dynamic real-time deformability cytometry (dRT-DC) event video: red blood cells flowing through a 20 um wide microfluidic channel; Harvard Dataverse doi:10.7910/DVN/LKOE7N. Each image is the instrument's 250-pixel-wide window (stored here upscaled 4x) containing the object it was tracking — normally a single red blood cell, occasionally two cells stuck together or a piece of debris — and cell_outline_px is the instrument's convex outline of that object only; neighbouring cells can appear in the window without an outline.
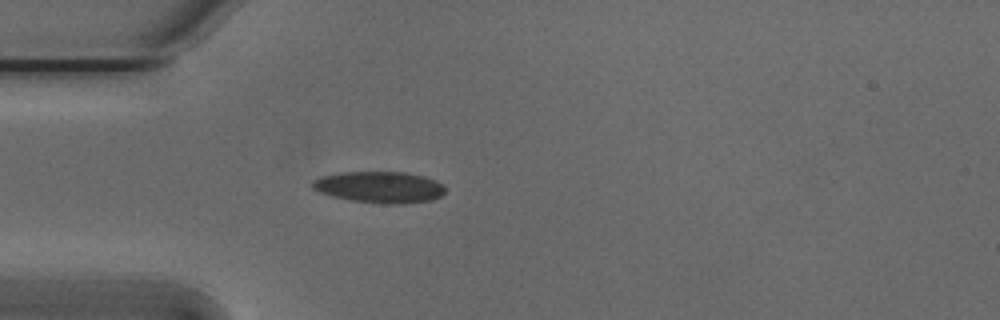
{"species": "Egyptian fruit bat (a non-hibernating species)", "species_latin": "Rousettus aegyptiacus", "temperature_condition": "cold", "stored_images_in_passage": 42, "camera_frame_rate_fps": 3000, "um_per_image_px": 0.085, "animal": {"sex": "male"}, "frame": {"image": 1, "passage_image": 4, "time_ms": 1.0, "image_size_px": [1000, 320], "cell_outline_px": [[444, 192], [440, 196], [432, 200], [404, 204], [384, 204], [352, 200], [332, 196], [320, 192], [312, 188], [312, 180], [320, 176], [340, 172], [404, 172], [424, 176], [436, 180], [444, 184]], "centroid_in_image_um": [32.27, 15.9], "position_along_channel_um": 52.7, "area_um2": 24.45}}
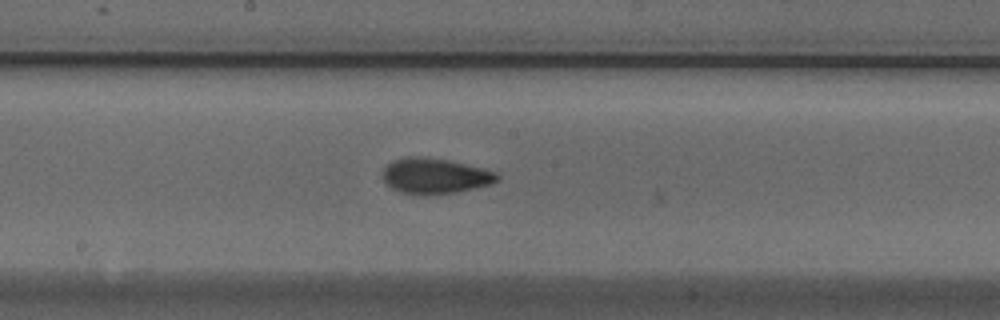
{"frame": {"image": 2, "passage_image": 17, "time_ms": 5.333, "image_size_px": [1000, 320], "cell_outline_px": [[500, 180], [492, 184], [456, 192], [436, 196], [420, 196], [400, 192], [392, 188], [384, 180], [384, 168], [392, 160], [408, 156], [416, 156], [448, 160], [484, 168], [496, 172], [500, 176]], "centroid_in_image_um": [37.0, 14.98], "position_along_channel_um": 211.2, "area_um2": 24.04}}
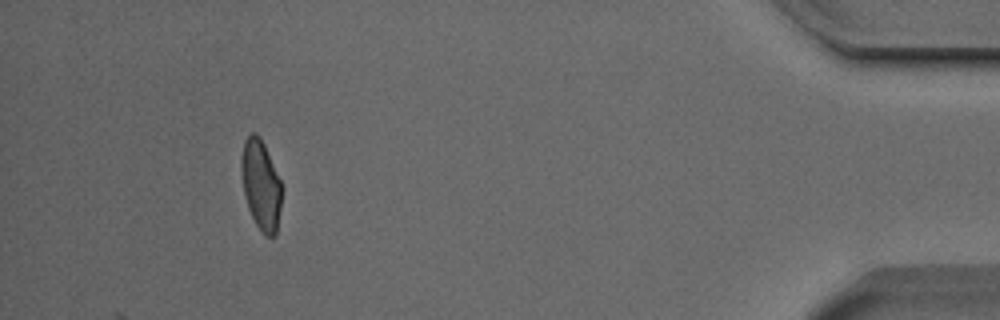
{"frame": {"image": 3, "passage_image": 38, "time_ms": 12.333, "image_size_px": [1000, 320], "cell_outline_px": [[284, 188], [276, 236], [264, 236], [256, 224], [248, 208], [244, 196], [240, 168], [240, 160], [244, 140], [252, 132], [260, 136], [264, 144]], "centroid_in_image_um": [22.19, 15.73], "position_along_channel_um": 413.0, "area_um2": 21.62}, "authors_computed_cell_mechanics": {"area_um2": 22.3686, "velocity_mm_per_s": 3.8403, "shape_relaxation_time_tau1_ms": 6.6464, "shape_relaxation_time_tau2_ms": 1.5448, "deformation_change_tau1": 0.181, "deformation_change_tau2": 0.0646}}